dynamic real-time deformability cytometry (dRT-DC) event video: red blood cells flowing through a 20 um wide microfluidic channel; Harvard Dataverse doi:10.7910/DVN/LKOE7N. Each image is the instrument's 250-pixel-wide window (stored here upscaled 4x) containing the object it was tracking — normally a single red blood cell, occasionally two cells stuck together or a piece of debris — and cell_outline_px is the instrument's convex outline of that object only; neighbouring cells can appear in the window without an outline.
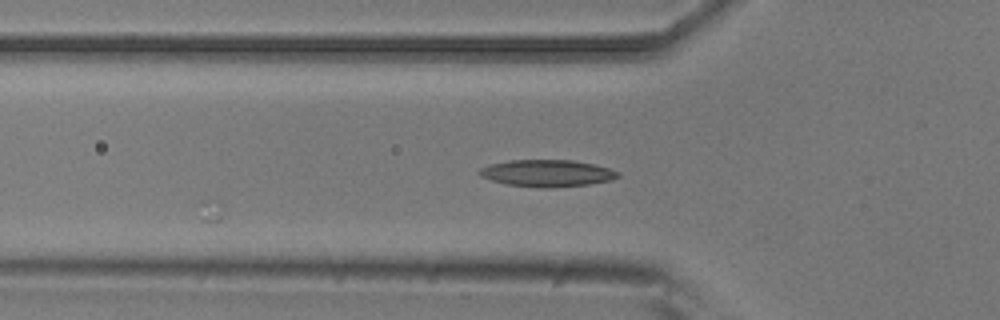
{"species": "common noctule bat (a hibernating species)", "species_latin": "Nyctalus noctula", "temperature_condition": "room temperature", "stored_images_in_passage": 5, "camera_frame_rate_fps": 3000, "um_per_image_px": 0.085, "animal": {"sex": "male", "body_mass_g": 20.5, "forearm_length_mm": 52.5}, "frame": {"image": 1, "passage_image": 5, "time_ms": 1.333, "image_size_px": [1000, 320], "cell_outline_px": [[620, 176], [612, 180], [588, 184], [552, 188], [536, 188], [508, 184], [492, 180], [480, 176], [476, 172], [480, 168], [488, 164], [508, 160], [572, 160], [592, 164], [608, 168], [620, 172]], "centroid_in_image_um": [46.47, 14.72], "position_along_channel_um": 79.3, "area_um2": 21.85}}